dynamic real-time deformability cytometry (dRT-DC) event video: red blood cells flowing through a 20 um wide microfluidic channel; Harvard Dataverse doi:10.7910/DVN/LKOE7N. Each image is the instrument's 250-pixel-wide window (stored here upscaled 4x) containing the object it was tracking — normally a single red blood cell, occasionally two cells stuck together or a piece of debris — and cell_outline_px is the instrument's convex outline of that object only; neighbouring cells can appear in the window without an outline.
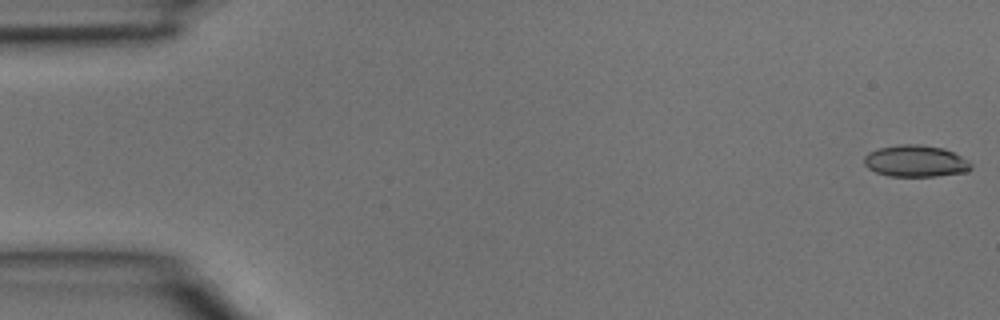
{"species": "common noctule bat (a hibernating species)", "species_latin": "Nyctalus noctula", "temperature_condition": "room temperature", "stored_images_in_passage": 4, "camera_frame_rate_fps": 3000, "um_per_image_px": 0.085, "animal": {"sex": "male", "body_mass_g": 15.6}, "frame": {"image": 1, "passage_image": 1, "time_ms": 0.0, "image_size_px": [1000, 320], "cell_outline_px": [[972, 168], [968, 172], [936, 176], [888, 176], [876, 172], [868, 168], [864, 164], [864, 156], [868, 152], [880, 148], [900, 144], [920, 144], [944, 148], [968, 160], [972, 164]], "centroid_in_image_um": [77.83, 13.69], "position_along_channel_um": 7.2, "area_um2": 19.83}}
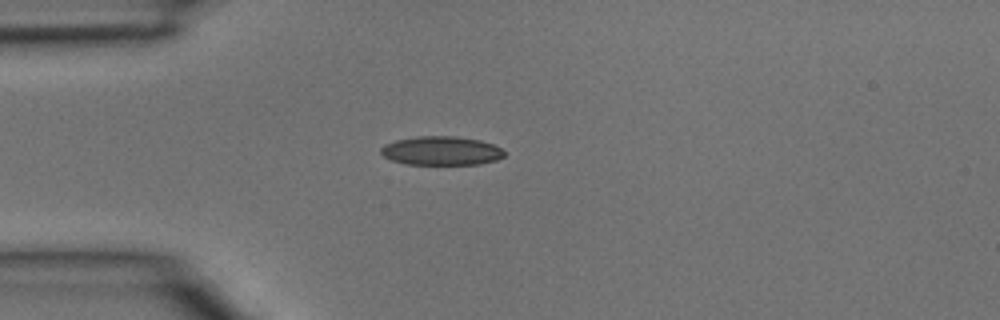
{"frame": {"image": 2, "passage_image": 4, "time_ms": 1.0, "image_size_px": [1000, 320], "cell_outline_px": [[504, 156], [496, 160], [480, 164], [404, 164], [392, 160], [384, 156], [380, 152], [380, 148], [384, 144], [396, 140], [416, 136], [452, 136], [480, 140], [492, 144], [500, 148], [504, 152]], "centroid_in_image_um": [37.48, 12.81], "position_along_channel_um": 47.5, "area_um2": 20.69}}